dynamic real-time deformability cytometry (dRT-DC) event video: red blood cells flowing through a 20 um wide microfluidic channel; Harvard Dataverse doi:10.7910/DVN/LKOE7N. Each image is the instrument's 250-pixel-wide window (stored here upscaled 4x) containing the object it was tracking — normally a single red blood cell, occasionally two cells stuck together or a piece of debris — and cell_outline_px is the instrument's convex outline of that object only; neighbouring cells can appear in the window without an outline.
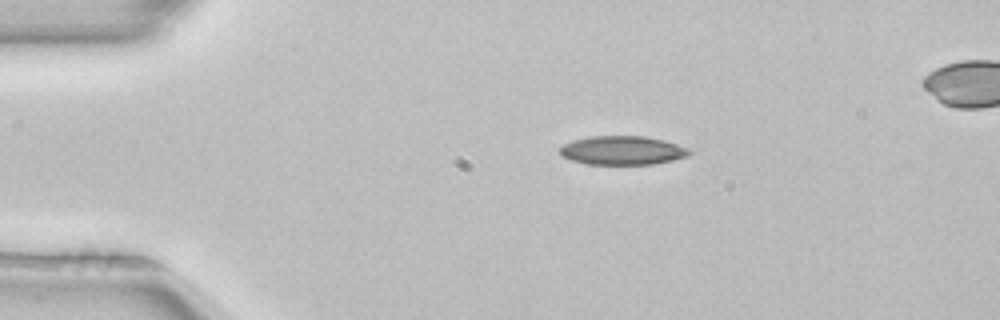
{"species": "common noctule bat (a hibernating species)", "species_latin": "Nyctalus noctula", "temperature_condition": "room temperature", "stored_images_in_passage": 3, "segment_of_instrument_passage": [1, 2], "camera_frame_rate_fps": 3000, "um_per_image_px": 0.085, "animal": {"sex": "female", "body_mass_g": 22.7, "forearm_length_mm": 54.2}, "frame": {"image": 1, "passage_image": 1, "time_ms": 0.0, "image_size_px": [1000, 320], "cell_outline_px": [[692, 152], [688, 156], [672, 160], [652, 164], [588, 164], [572, 160], [564, 156], [560, 152], [560, 148], [564, 144], [572, 140], [588, 136], [644, 136], [664, 140], [688, 148]], "centroid_in_image_um": [52.92, 12.77], "position_along_channel_um": 32.1, "area_um2": 21.62}}